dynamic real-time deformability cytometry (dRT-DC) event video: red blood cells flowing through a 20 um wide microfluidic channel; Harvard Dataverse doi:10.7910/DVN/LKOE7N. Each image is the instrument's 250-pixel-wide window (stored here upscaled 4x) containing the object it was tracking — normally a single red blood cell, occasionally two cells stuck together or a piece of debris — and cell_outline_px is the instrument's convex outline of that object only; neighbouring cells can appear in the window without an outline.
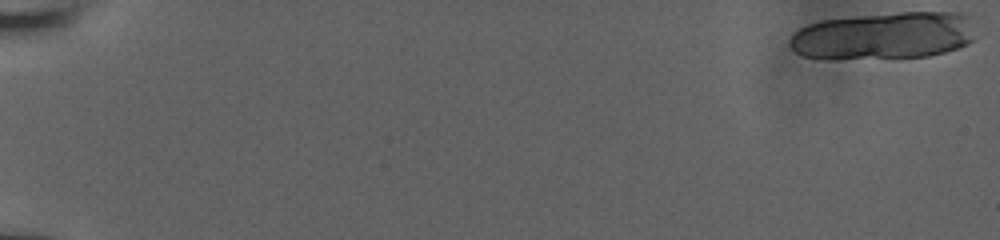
{"species": "human", "species_latin": "Homo sapiens", "temperature_condition": "room temperature", "stored_images_in_passage": 23, "segment_of_instrument_passage": [1, 2], "camera_frame_rate_fps": 3000, "um_per_image_px": 0.085, "donor": {"sex": "male"}, "frame": {"image": 1, "passage_image": 1, "time_ms": 0.0, "image_size_px": [1000, 240], "cell_outline_px": [[972, 40], [968, 44], [944, 52], [928, 56], [828, 60], [804, 56], [796, 52], [788, 44], [788, 40], [800, 28], [808, 24], [820, 20], [900, 12], [968, 12], [972, 16]], "centroid_in_image_um": [75.13, 3.04], "position_along_channel_um": 9.9, "area_um2": 51.73}}